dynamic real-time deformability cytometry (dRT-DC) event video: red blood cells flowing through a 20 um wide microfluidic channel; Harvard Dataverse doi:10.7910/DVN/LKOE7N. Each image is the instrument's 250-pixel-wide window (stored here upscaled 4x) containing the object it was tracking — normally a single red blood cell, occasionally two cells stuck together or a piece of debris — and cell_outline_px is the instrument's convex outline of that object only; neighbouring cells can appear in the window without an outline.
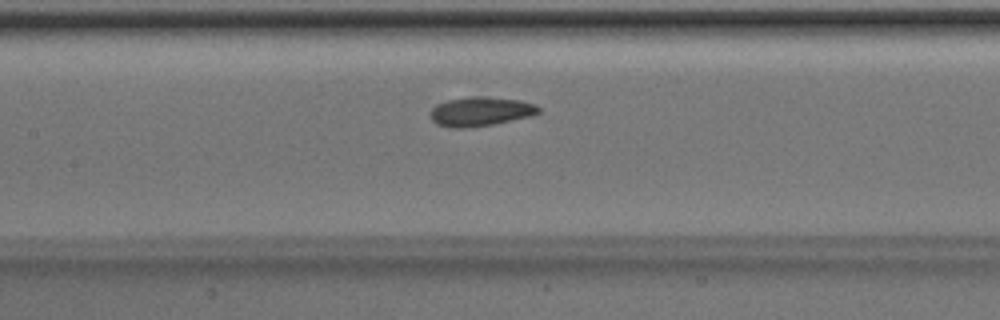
{"species": "Egyptian fruit bat (a non-hibernating species)", "species_latin": "Rousettus aegyptiacus", "temperature_condition": "room temperature", "stored_images_in_passage": 43, "camera_frame_rate_fps": 3000, "um_per_image_px": 0.085, "animal": {"sex": "male"}, "frame": {"image": 1, "passage_image": 16, "time_ms": 5.0, "image_size_px": [1000, 320], "cell_outline_px": [[540, 112], [532, 116], [492, 124], [464, 128], [456, 128], [436, 124], [432, 120], [432, 108], [436, 104], [448, 100], [468, 96], [484, 96], [520, 100], [536, 104], [540, 108]], "centroid_in_image_um": [40.87, 9.46], "position_along_channel_um": 166.5, "area_um2": 18.38}}
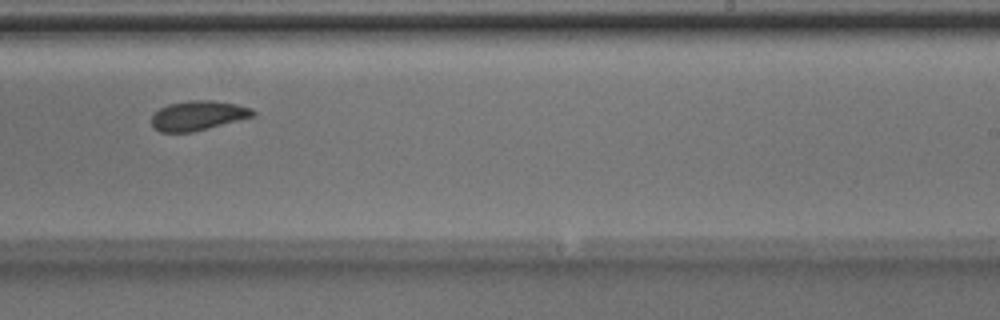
{"frame": {"image": 2, "passage_image": 24, "time_ms": 7.667, "image_size_px": [1000, 320], "cell_outline_px": [[256, 112], [252, 116], [208, 128], [192, 132], [160, 132], [152, 128], [152, 116], [160, 108], [168, 104], [188, 100], [212, 100], [236, 104], [252, 108]], "centroid_in_image_um": [16.79, 9.82], "position_along_channel_um": 272.2, "area_um2": 17.34}}
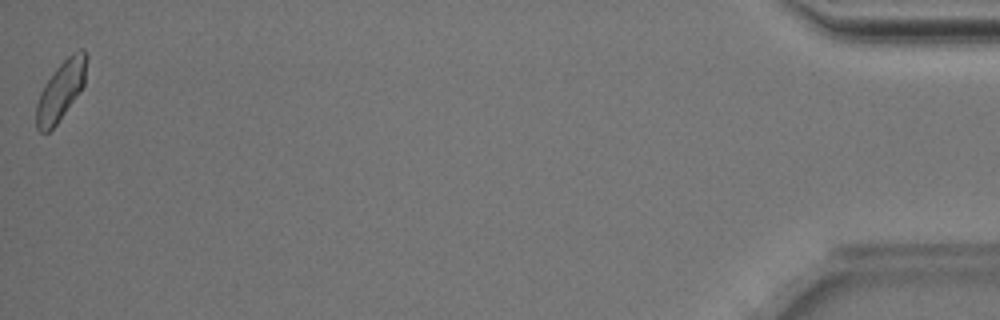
{"frame": {"image": 3, "passage_image": 43, "time_ms": 14.0, "image_size_px": [1000, 320], "cell_outline_px": [[88, 56], [84, 84], [56, 124], [48, 132], [40, 132], [36, 128], [36, 104], [40, 92], [44, 84], [56, 68], [72, 52], [80, 48], [84, 48]], "centroid_in_image_um": [5.17, 7.65], "position_along_channel_um": 430.0, "area_um2": 17.17}, "authors_computed_cell_mechanics": {"area_um2": 17.9758, "velocity_mm_per_s": 3.98, "shape_relaxation_time_tau1_ms": 2.5993, "shape_relaxation_time_tau2_ms": 4.5548, "deformation_change_tau1": 0.0983, "deformation_change_tau2": 0.0794}}